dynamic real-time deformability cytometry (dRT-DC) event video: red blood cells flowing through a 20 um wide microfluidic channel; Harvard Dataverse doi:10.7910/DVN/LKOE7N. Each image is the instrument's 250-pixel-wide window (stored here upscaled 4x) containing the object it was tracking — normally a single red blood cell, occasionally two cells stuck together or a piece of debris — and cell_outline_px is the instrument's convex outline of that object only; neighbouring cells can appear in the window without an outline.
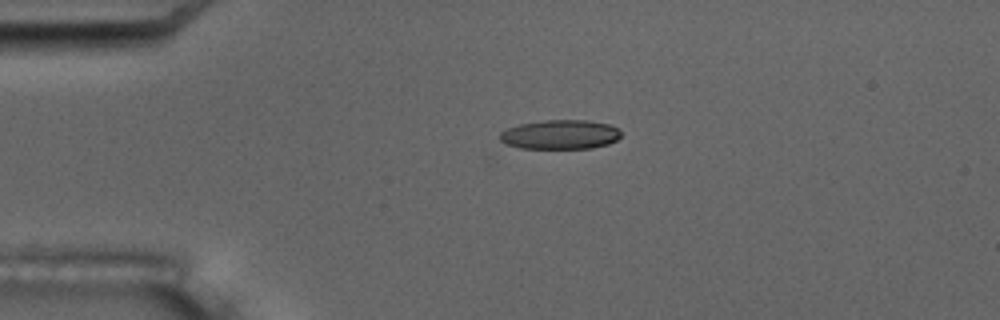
{"species": "common noctule bat (a hibernating species)", "species_latin": "Nyctalus noctula", "temperature_condition": "room temperature", "stored_images_in_passage": 3, "camera_frame_rate_fps": 3000, "um_per_image_px": 0.085, "animal": {"sex": "male", "body_mass_g": 17.5, "forearm_length_mm": 52.3}, "frame": {"image": 1, "passage_image": 2, "time_ms": 1.0, "image_size_px": [1000, 320], "cell_outline_px": [[620, 136], [616, 140], [608, 144], [592, 148], [520, 148], [504, 144], [500, 140], [500, 132], [508, 128], [520, 124], [544, 120], [588, 120], [608, 124], [616, 128], [620, 132]], "centroid_in_image_um": [47.59, 11.44], "position_along_channel_um": 37.4, "area_um2": 20.63}}